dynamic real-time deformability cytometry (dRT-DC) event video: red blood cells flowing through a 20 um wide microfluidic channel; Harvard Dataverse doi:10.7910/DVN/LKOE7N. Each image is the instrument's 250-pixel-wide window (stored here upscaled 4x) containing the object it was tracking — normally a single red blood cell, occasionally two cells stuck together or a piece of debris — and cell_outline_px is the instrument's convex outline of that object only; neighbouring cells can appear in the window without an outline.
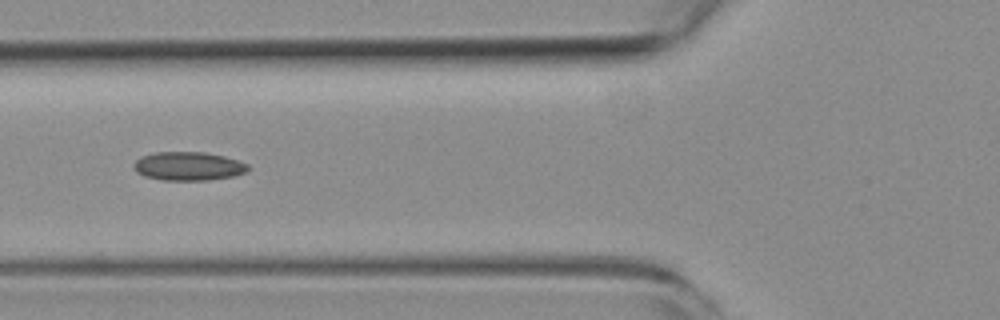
{"species": "common noctule bat (a hibernating species)", "species_latin": "Nyctalus noctula", "temperature_condition": "room temperature", "stored_images_in_passage": 9, "camera_frame_rate_fps": 3000, "um_per_image_px": 0.085, "animal": {"sex": "female", "body_mass_g": 19.3, "forearm_length_mm": 54.1}, "frame": {"image": 1, "passage_image": 6, "time_ms": 5.667, "image_size_px": [1000, 320], "cell_outline_px": [[248, 172], [236, 176], [208, 180], [164, 180], [144, 176], [136, 172], [132, 168], [132, 164], [136, 160], [144, 156], [156, 152], [204, 152], [224, 156], [248, 164]], "centroid_in_image_um": [16.01, 14.13], "position_along_channel_um": 109.8, "area_um2": 19.13}}
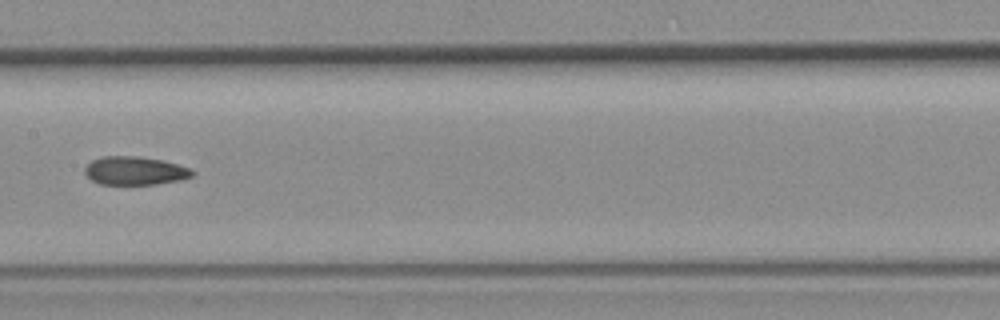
{"frame": {"image": 2, "passage_image": 8, "time_ms": 8.0, "image_size_px": [1000, 320], "cell_outline_px": [[196, 172], [192, 176], [180, 180], [156, 184], [100, 184], [92, 180], [84, 172], [84, 168], [92, 160], [100, 156], [136, 156], [160, 160], [176, 164], [188, 168]], "centroid_in_image_um": [11.44, 14.51], "position_along_channel_um": 196.0, "area_um2": 17.63}}
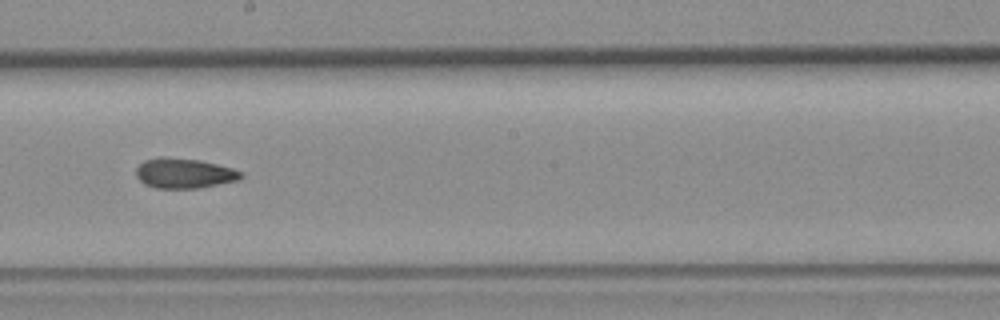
{"frame": {"image": 3, "passage_image": 9, "time_ms": 9.0, "image_size_px": [1000, 320], "cell_outline_px": [[244, 176], [240, 180], [200, 188], [156, 188], [144, 184], [136, 176], [136, 168], [144, 160], [160, 156], [164, 156], [200, 160], [232, 168], [244, 172]], "centroid_in_image_um": [15.67, 14.72], "position_along_channel_um": 232.5, "area_um2": 18.61}}